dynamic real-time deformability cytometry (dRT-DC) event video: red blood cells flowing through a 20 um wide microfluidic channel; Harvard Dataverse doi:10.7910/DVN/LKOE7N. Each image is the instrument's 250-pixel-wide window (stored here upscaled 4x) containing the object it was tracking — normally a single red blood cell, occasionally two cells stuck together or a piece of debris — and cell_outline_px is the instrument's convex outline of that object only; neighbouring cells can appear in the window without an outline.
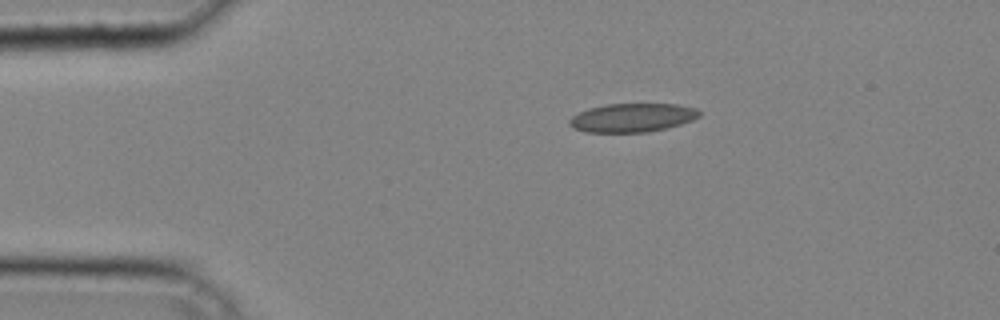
{"species": "common noctule bat (a hibernating species)", "species_latin": "Nyctalus noctula", "temperature_condition": "cold", "stored_images_in_passage": 32, "camera_frame_rate_fps": 3000, "um_per_image_px": 0.085, "animal": {"sex": "male", "body_mass_g": 20.4}, "frame": {"image": 1, "passage_image": 1, "time_ms": 0.0, "image_size_px": [1000, 320], "cell_outline_px": [[700, 116], [692, 120], [680, 124], [648, 132], [584, 132], [568, 124], [568, 120], [572, 116], [588, 108], [608, 104], [676, 104], [696, 108], [700, 112]], "centroid_in_image_um": [53.74, 10.0], "position_along_channel_um": 31.3, "area_um2": 21.56}}
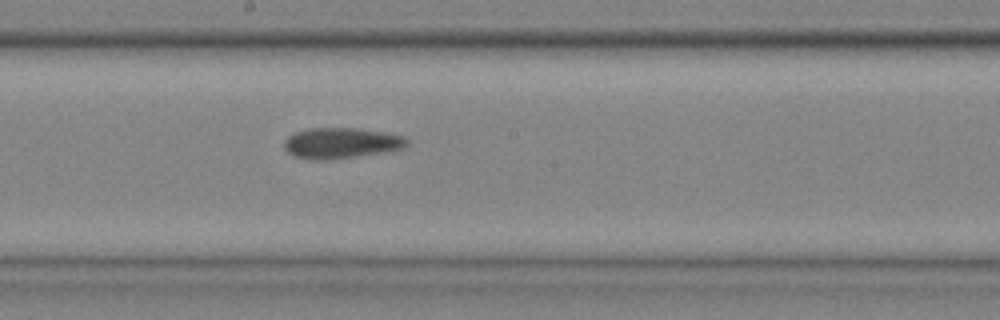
{"frame": {"image": 2, "passage_image": 16, "time_ms": 5.0, "image_size_px": [1000, 320], "cell_outline_px": [[408, 144], [404, 148], [384, 152], [332, 160], [308, 160], [292, 156], [284, 148], [284, 140], [288, 136], [296, 132], [308, 128], [356, 128], [384, 132], [404, 136], [408, 140]], "centroid_in_image_um": [28.97, 12.17], "position_along_channel_um": 219.2, "area_um2": 22.25}}
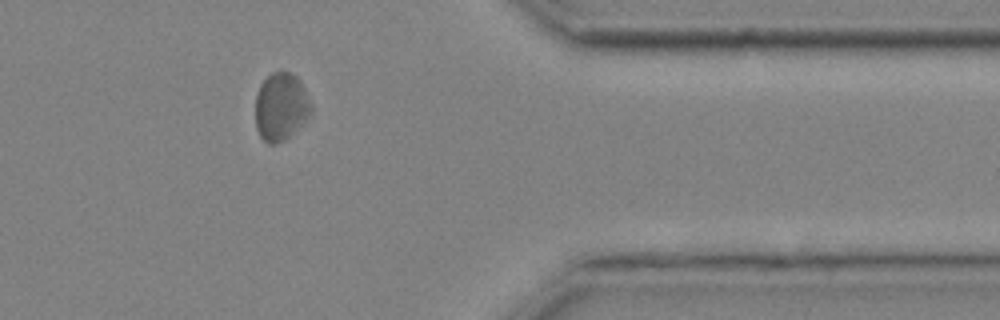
{"frame": {"image": 3, "passage_image": 28, "time_ms": 9.0, "image_size_px": [1000, 320], "cell_outline_px": [[312, 116], [284, 140], [276, 144], [268, 144], [260, 136], [256, 128], [256, 96], [260, 84], [272, 72], [280, 68], [292, 72], [300, 80], [312, 104]], "centroid_in_image_um": [23.9, 9.04], "position_along_channel_um": 387.5, "area_um2": 22.48}}